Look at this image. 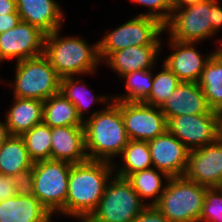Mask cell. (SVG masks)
Here are the masks:
<instances>
[{
    "label": "cell",
    "mask_w": 222,
    "mask_h": 222,
    "mask_svg": "<svg viewBox=\"0 0 222 222\" xmlns=\"http://www.w3.org/2000/svg\"><path fill=\"white\" fill-rule=\"evenodd\" d=\"M114 164L88 160L72 164L68 179L66 216L87 220L96 210L105 187L112 177Z\"/></svg>",
    "instance_id": "obj_1"
},
{
    "label": "cell",
    "mask_w": 222,
    "mask_h": 222,
    "mask_svg": "<svg viewBox=\"0 0 222 222\" xmlns=\"http://www.w3.org/2000/svg\"><path fill=\"white\" fill-rule=\"evenodd\" d=\"M85 148L89 160L108 161L122 154L129 143L121 113V101L107 102L101 111L84 120Z\"/></svg>",
    "instance_id": "obj_2"
},
{
    "label": "cell",
    "mask_w": 222,
    "mask_h": 222,
    "mask_svg": "<svg viewBox=\"0 0 222 222\" xmlns=\"http://www.w3.org/2000/svg\"><path fill=\"white\" fill-rule=\"evenodd\" d=\"M56 30L45 36L44 56L61 77L94 74L102 62L98 42L88 44L76 36L62 37Z\"/></svg>",
    "instance_id": "obj_3"
},
{
    "label": "cell",
    "mask_w": 222,
    "mask_h": 222,
    "mask_svg": "<svg viewBox=\"0 0 222 222\" xmlns=\"http://www.w3.org/2000/svg\"><path fill=\"white\" fill-rule=\"evenodd\" d=\"M221 28L222 6L218 0L173 9L169 21L164 25V31L170 39L198 44L214 37Z\"/></svg>",
    "instance_id": "obj_4"
},
{
    "label": "cell",
    "mask_w": 222,
    "mask_h": 222,
    "mask_svg": "<svg viewBox=\"0 0 222 222\" xmlns=\"http://www.w3.org/2000/svg\"><path fill=\"white\" fill-rule=\"evenodd\" d=\"M154 205L169 222H199L208 187L184 176L170 177Z\"/></svg>",
    "instance_id": "obj_5"
},
{
    "label": "cell",
    "mask_w": 222,
    "mask_h": 222,
    "mask_svg": "<svg viewBox=\"0 0 222 222\" xmlns=\"http://www.w3.org/2000/svg\"><path fill=\"white\" fill-rule=\"evenodd\" d=\"M15 67L10 83L14 97L45 101L60 92L61 77L44 55L18 61Z\"/></svg>",
    "instance_id": "obj_6"
},
{
    "label": "cell",
    "mask_w": 222,
    "mask_h": 222,
    "mask_svg": "<svg viewBox=\"0 0 222 222\" xmlns=\"http://www.w3.org/2000/svg\"><path fill=\"white\" fill-rule=\"evenodd\" d=\"M113 175L87 222H132L147 206L126 178Z\"/></svg>",
    "instance_id": "obj_7"
},
{
    "label": "cell",
    "mask_w": 222,
    "mask_h": 222,
    "mask_svg": "<svg viewBox=\"0 0 222 222\" xmlns=\"http://www.w3.org/2000/svg\"><path fill=\"white\" fill-rule=\"evenodd\" d=\"M72 164L59 160H42L33 163L34 196L53 216H66V197Z\"/></svg>",
    "instance_id": "obj_8"
},
{
    "label": "cell",
    "mask_w": 222,
    "mask_h": 222,
    "mask_svg": "<svg viewBox=\"0 0 222 222\" xmlns=\"http://www.w3.org/2000/svg\"><path fill=\"white\" fill-rule=\"evenodd\" d=\"M162 33L164 25L157 19L135 16L99 39V57L105 60L111 53L131 46L161 45Z\"/></svg>",
    "instance_id": "obj_9"
},
{
    "label": "cell",
    "mask_w": 222,
    "mask_h": 222,
    "mask_svg": "<svg viewBox=\"0 0 222 222\" xmlns=\"http://www.w3.org/2000/svg\"><path fill=\"white\" fill-rule=\"evenodd\" d=\"M222 115L214 110L200 115H180L167 120V130L190 151L220 138Z\"/></svg>",
    "instance_id": "obj_10"
},
{
    "label": "cell",
    "mask_w": 222,
    "mask_h": 222,
    "mask_svg": "<svg viewBox=\"0 0 222 222\" xmlns=\"http://www.w3.org/2000/svg\"><path fill=\"white\" fill-rule=\"evenodd\" d=\"M121 113L130 140L149 141L167 130V120L160 107L121 101Z\"/></svg>",
    "instance_id": "obj_11"
},
{
    "label": "cell",
    "mask_w": 222,
    "mask_h": 222,
    "mask_svg": "<svg viewBox=\"0 0 222 222\" xmlns=\"http://www.w3.org/2000/svg\"><path fill=\"white\" fill-rule=\"evenodd\" d=\"M45 36L39 28L20 21L14 28L0 34V63L43 55Z\"/></svg>",
    "instance_id": "obj_12"
},
{
    "label": "cell",
    "mask_w": 222,
    "mask_h": 222,
    "mask_svg": "<svg viewBox=\"0 0 222 222\" xmlns=\"http://www.w3.org/2000/svg\"><path fill=\"white\" fill-rule=\"evenodd\" d=\"M184 177L199 185L222 187V139L191 150Z\"/></svg>",
    "instance_id": "obj_13"
},
{
    "label": "cell",
    "mask_w": 222,
    "mask_h": 222,
    "mask_svg": "<svg viewBox=\"0 0 222 222\" xmlns=\"http://www.w3.org/2000/svg\"><path fill=\"white\" fill-rule=\"evenodd\" d=\"M153 167L169 177L185 174L190 150L168 130L148 141Z\"/></svg>",
    "instance_id": "obj_14"
},
{
    "label": "cell",
    "mask_w": 222,
    "mask_h": 222,
    "mask_svg": "<svg viewBox=\"0 0 222 222\" xmlns=\"http://www.w3.org/2000/svg\"><path fill=\"white\" fill-rule=\"evenodd\" d=\"M168 39L167 42L173 52L163 60V63L181 82L198 83L206 63L217 49L208 55H203L195 48L196 43Z\"/></svg>",
    "instance_id": "obj_15"
},
{
    "label": "cell",
    "mask_w": 222,
    "mask_h": 222,
    "mask_svg": "<svg viewBox=\"0 0 222 222\" xmlns=\"http://www.w3.org/2000/svg\"><path fill=\"white\" fill-rule=\"evenodd\" d=\"M50 159L66 161L71 164L88 161L84 126L52 127Z\"/></svg>",
    "instance_id": "obj_16"
},
{
    "label": "cell",
    "mask_w": 222,
    "mask_h": 222,
    "mask_svg": "<svg viewBox=\"0 0 222 222\" xmlns=\"http://www.w3.org/2000/svg\"><path fill=\"white\" fill-rule=\"evenodd\" d=\"M160 109L166 120L180 115L205 114L212 110L203 90L194 82H180Z\"/></svg>",
    "instance_id": "obj_17"
},
{
    "label": "cell",
    "mask_w": 222,
    "mask_h": 222,
    "mask_svg": "<svg viewBox=\"0 0 222 222\" xmlns=\"http://www.w3.org/2000/svg\"><path fill=\"white\" fill-rule=\"evenodd\" d=\"M21 21L39 28L46 35L61 29L64 13L55 0H16Z\"/></svg>",
    "instance_id": "obj_18"
},
{
    "label": "cell",
    "mask_w": 222,
    "mask_h": 222,
    "mask_svg": "<svg viewBox=\"0 0 222 222\" xmlns=\"http://www.w3.org/2000/svg\"><path fill=\"white\" fill-rule=\"evenodd\" d=\"M162 45L131 46L111 53L105 60L106 66L119 77L135 71L149 70L155 67Z\"/></svg>",
    "instance_id": "obj_19"
},
{
    "label": "cell",
    "mask_w": 222,
    "mask_h": 222,
    "mask_svg": "<svg viewBox=\"0 0 222 222\" xmlns=\"http://www.w3.org/2000/svg\"><path fill=\"white\" fill-rule=\"evenodd\" d=\"M52 217L34 195H15L0 202V222H52Z\"/></svg>",
    "instance_id": "obj_20"
},
{
    "label": "cell",
    "mask_w": 222,
    "mask_h": 222,
    "mask_svg": "<svg viewBox=\"0 0 222 222\" xmlns=\"http://www.w3.org/2000/svg\"><path fill=\"white\" fill-rule=\"evenodd\" d=\"M43 112L44 101L14 97L5 118L10 136H22L42 123Z\"/></svg>",
    "instance_id": "obj_21"
},
{
    "label": "cell",
    "mask_w": 222,
    "mask_h": 222,
    "mask_svg": "<svg viewBox=\"0 0 222 222\" xmlns=\"http://www.w3.org/2000/svg\"><path fill=\"white\" fill-rule=\"evenodd\" d=\"M198 85L210 108L222 113V53L217 50L206 63Z\"/></svg>",
    "instance_id": "obj_22"
},
{
    "label": "cell",
    "mask_w": 222,
    "mask_h": 222,
    "mask_svg": "<svg viewBox=\"0 0 222 222\" xmlns=\"http://www.w3.org/2000/svg\"><path fill=\"white\" fill-rule=\"evenodd\" d=\"M24 139L21 136H9L0 147V173L15 176L33 167Z\"/></svg>",
    "instance_id": "obj_23"
},
{
    "label": "cell",
    "mask_w": 222,
    "mask_h": 222,
    "mask_svg": "<svg viewBox=\"0 0 222 222\" xmlns=\"http://www.w3.org/2000/svg\"><path fill=\"white\" fill-rule=\"evenodd\" d=\"M43 122L52 127L84 126L75 106L58 92L44 101Z\"/></svg>",
    "instance_id": "obj_24"
},
{
    "label": "cell",
    "mask_w": 222,
    "mask_h": 222,
    "mask_svg": "<svg viewBox=\"0 0 222 222\" xmlns=\"http://www.w3.org/2000/svg\"><path fill=\"white\" fill-rule=\"evenodd\" d=\"M90 90L89 92L86 84L82 83L78 76L76 78L74 76H66L60 80V93L72 102L83 121L86 119V117H84L85 114L89 113V111H87L89 110L88 108L94 104V102L106 104L107 101H112V96L94 95L92 89Z\"/></svg>",
    "instance_id": "obj_25"
},
{
    "label": "cell",
    "mask_w": 222,
    "mask_h": 222,
    "mask_svg": "<svg viewBox=\"0 0 222 222\" xmlns=\"http://www.w3.org/2000/svg\"><path fill=\"white\" fill-rule=\"evenodd\" d=\"M163 178L167 181L170 177L165 172L160 170L157 172V169L152 167L130 174L126 179L146 205H155L166 187ZM144 199L153 201L146 203Z\"/></svg>",
    "instance_id": "obj_26"
},
{
    "label": "cell",
    "mask_w": 222,
    "mask_h": 222,
    "mask_svg": "<svg viewBox=\"0 0 222 222\" xmlns=\"http://www.w3.org/2000/svg\"><path fill=\"white\" fill-rule=\"evenodd\" d=\"M120 156L123 164L119 166V169L116 166L118 164L113 162L114 172L119 177L127 178L137 171L153 167L148 141L130 140Z\"/></svg>",
    "instance_id": "obj_27"
},
{
    "label": "cell",
    "mask_w": 222,
    "mask_h": 222,
    "mask_svg": "<svg viewBox=\"0 0 222 222\" xmlns=\"http://www.w3.org/2000/svg\"><path fill=\"white\" fill-rule=\"evenodd\" d=\"M152 69L140 70L121 76L126 80L125 89L127 93L115 95L113 101L143 102L150 94L153 84Z\"/></svg>",
    "instance_id": "obj_28"
},
{
    "label": "cell",
    "mask_w": 222,
    "mask_h": 222,
    "mask_svg": "<svg viewBox=\"0 0 222 222\" xmlns=\"http://www.w3.org/2000/svg\"><path fill=\"white\" fill-rule=\"evenodd\" d=\"M33 162L49 160L51 153V127L44 122L34 126L22 136Z\"/></svg>",
    "instance_id": "obj_29"
},
{
    "label": "cell",
    "mask_w": 222,
    "mask_h": 222,
    "mask_svg": "<svg viewBox=\"0 0 222 222\" xmlns=\"http://www.w3.org/2000/svg\"><path fill=\"white\" fill-rule=\"evenodd\" d=\"M162 64L161 72L153 74L151 92L143 101L156 107H161L181 82L164 63Z\"/></svg>",
    "instance_id": "obj_30"
},
{
    "label": "cell",
    "mask_w": 222,
    "mask_h": 222,
    "mask_svg": "<svg viewBox=\"0 0 222 222\" xmlns=\"http://www.w3.org/2000/svg\"><path fill=\"white\" fill-rule=\"evenodd\" d=\"M199 222H222V187L207 188Z\"/></svg>",
    "instance_id": "obj_31"
},
{
    "label": "cell",
    "mask_w": 222,
    "mask_h": 222,
    "mask_svg": "<svg viewBox=\"0 0 222 222\" xmlns=\"http://www.w3.org/2000/svg\"><path fill=\"white\" fill-rule=\"evenodd\" d=\"M133 3L148 7L146 13H139L137 16H147L157 19L161 24L165 25L172 14V0H129Z\"/></svg>",
    "instance_id": "obj_32"
},
{
    "label": "cell",
    "mask_w": 222,
    "mask_h": 222,
    "mask_svg": "<svg viewBox=\"0 0 222 222\" xmlns=\"http://www.w3.org/2000/svg\"><path fill=\"white\" fill-rule=\"evenodd\" d=\"M13 184L16 187V195L18 196H33V169H27L13 176Z\"/></svg>",
    "instance_id": "obj_33"
},
{
    "label": "cell",
    "mask_w": 222,
    "mask_h": 222,
    "mask_svg": "<svg viewBox=\"0 0 222 222\" xmlns=\"http://www.w3.org/2000/svg\"><path fill=\"white\" fill-rule=\"evenodd\" d=\"M132 222H169V221L154 205H147L134 218Z\"/></svg>",
    "instance_id": "obj_34"
},
{
    "label": "cell",
    "mask_w": 222,
    "mask_h": 222,
    "mask_svg": "<svg viewBox=\"0 0 222 222\" xmlns=\"http://www.w3.org/2000/svg\"><path fill=\"white\" fill-rule=\"evenodd\" d=\"M13 182V176L0 173V202L16 195V187Z\"/></svg>",
    "instance_id": "obj_35"
},
{
    "label": "cell",
    "mask_w": 222,
    "mask_h": 222,
    "mask_svg": "<svg viewBox=\"0 0 222 222\" xmlns=\"http://www.w3.org/2000/svg\"><path fill=\"white\" fill-rule=\"evenodd\" d=\"M20 21L21 18L18 13L0 14V34L14 28Z\"/></svg>",
    "instance_id": "obj_36"
},
{
    "label": "cell",
    "mask_w": 222,
    "mask_h": 222,
    "mask_svg": "<svg viewBox=\"0 0 222 222\" xmlns=\"http://www.w3.org/2000/svg\"><path fill=\"white\" fill-rule=\"evenodd\" d=\"M11 13H18L16 0H0V14L6 15Z\"/></svg>",
    "instance_id": "obj_37"
},
{
    "label": "cell",
    "mask_w": 222,
    "mask_h": 222,
    "mask_svg": "<svg viewBox=\"0 0 222 222\" xmlns=\"http://www.w3.org/2000/svg\"><path fill=\"white\" fill-rule=\"evenodd\" d=\"M207 0H172L173 9L185 8Z\"/></svg>",
    "instance_id": "obj_38"
},
{
    "label": "cell",
    "mask_w": 222,
    "mask_h": 222,
    "mask_svg": "<svg viewBox=\"0 0 222 222\" xmlns=\"http://www.w3.org/2000/svg\"><path fill=\"white\" fill-rule=\"evenodd\" d=\"M10 134L8 131V127L6 125V121L0 120V147L3 145V143L9 138Z\"/></svg>",
    "instance_id": "obj_39"
},
{
    "label": "cell",
    "mask_w": 222,
    "mask_h": 222,
    "mask_svg": "<svg viewBox=\"0 0 222 222\" xmlns=\"http://www.w3.org/2000/svg\"><path fill=\"white\" fill-rule=\"evenodd\" d=\"M220 40V41H219ZM217 42H218V44H220L219 46V48H217V50H219L221 53H222V40L221 39H219Z\"/></svg>",
    "instance_id": "obj_40"
}]
</instances>
